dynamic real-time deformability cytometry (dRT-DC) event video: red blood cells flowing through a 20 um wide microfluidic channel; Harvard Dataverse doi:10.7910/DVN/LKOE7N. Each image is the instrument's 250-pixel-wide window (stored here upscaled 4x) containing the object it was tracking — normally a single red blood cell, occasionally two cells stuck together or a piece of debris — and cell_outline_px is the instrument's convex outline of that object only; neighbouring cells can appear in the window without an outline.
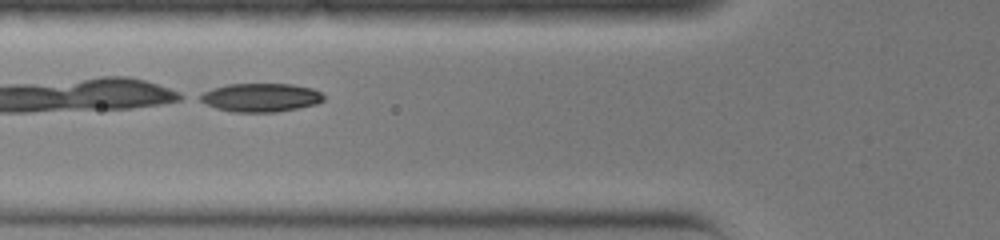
{"species": "common noctule bat (a hibernating species)", "species_latin": "Nyctalus noctula", "temperature_condition": "warm", "stored_images_in_passage": 28, "camera_frame_rate_fps": 3000, "um_per_image_px": 0.085, "animal": {"sex": "female", "body_mass_g": 19.0, "forearm_length_mm": 51.5}, "frame": {"image": 1, "passage_image": 10, "time_ms": 3.0, "image_size_px": [1000, 240], "cell_outline_px": [[324, 100], [316, 104], [276, 112], [232, 112], [216, 108], [200, 100], [196, 96], [212, 88], [228, 84], [292, 84], [312, 88], [320, 92], [324, 96]], "centroid_in_image_um": [22.15, 8.28], "position_along_channel_um": 103.7, "area_um2": 20.52}}
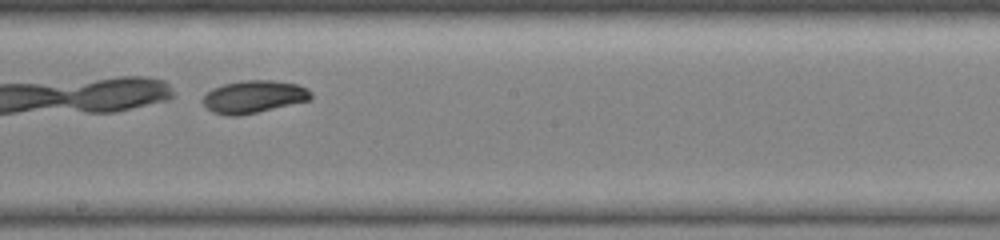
{"frame": {"image": 2, "passage_image": 17, "time_ms": 5.333, "image_size_px": [1000, 240], "cell_outline_px": [[312, 96], [308, 100], [240, 116], [228, 116], [212, 112], [204, 108], [204, 96], [212, 88], [224, 84], [240, 80], [272, 80], [296, 84], [308, 88], [312, 92]], "centroid_in_image_um": [21.54, 8.22], "position_along_channel_um": 226.7, "area_um2": 20.46}}
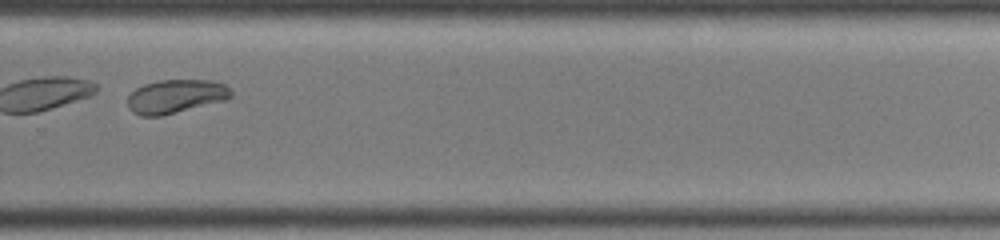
{"frame": {"image": 3, "passage_image": 22, "time_ms": 7.0, "image_size_px": [1000, 240], "cell_outline_px": [[232, 96], [224, 100], [160, 116], [140, 116], [132, 112], [128, 108], [128, 96], [136, 88], [144, 84], [160, 80], [208, 80], [224, 84], [232, 92]], "centroid_in_image_um": [14.89, 8.19], "position_along_channel_um": 314.9, "area_um2": 20.06}}